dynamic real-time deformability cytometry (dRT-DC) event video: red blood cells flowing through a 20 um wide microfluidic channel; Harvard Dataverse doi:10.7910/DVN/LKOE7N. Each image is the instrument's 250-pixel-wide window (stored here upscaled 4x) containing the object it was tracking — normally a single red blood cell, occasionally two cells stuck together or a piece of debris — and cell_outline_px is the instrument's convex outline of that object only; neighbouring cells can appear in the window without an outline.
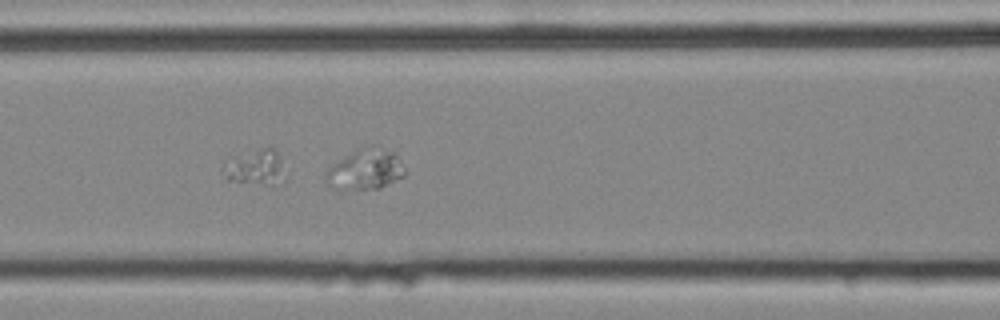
{"species": "common noctule bat (a hibernating species)", "species_latin": "Nyctalus noctula", "temperature_condition": "cold", "stored_images_in_passage": 57, "segment_of_instrument_passage": [2, 2], "camera_frame_rate_fps": 3000, "um_per_image_px": 0.085, "animal": {"sex": "female", "body_mass_g": 25.1}, "frame": {"image": 1, "passage_image": 25, "time_ms": 8.0, "image_size_px": [1000, 320], "cell_outline_px": [[404, 176], [380, 188], [336, 188], [328, 184], [324, 176], [328, 168], [356, 148], [396, 152], [404, 168]], "centroid_in_image_um": [31.05, 14.42], "position_along_channel_um": 135.5, "area_um2": 17.74}}
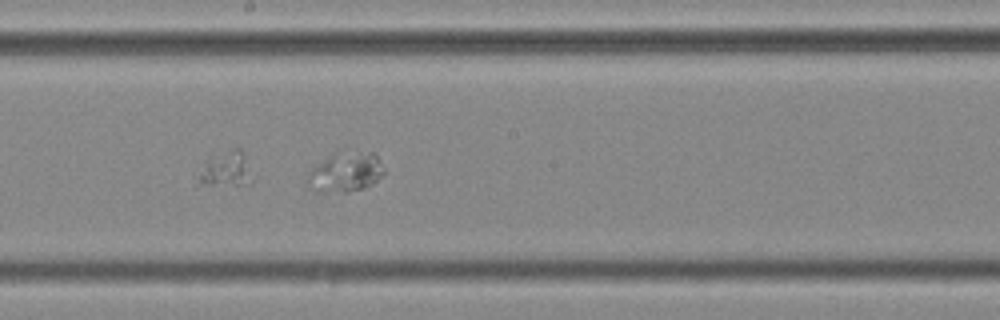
{"frame": {"image": 2, "passage_image": 32, "time_ms": 10.333, "image_size_px": [1000, 320], "cell_outline_px": [[384, 172], [372, 184], [364, 188], [348, 192], [316, 192], [308, 180], [308, 172], [316, 164], [336, 152], [344, 148], [372, 152], [376, 156], [384, 168]], "centroid_in_image_um": [29.38, 14.58], "position_along_channel_um": 218.8, "area_um2": 17.92}}
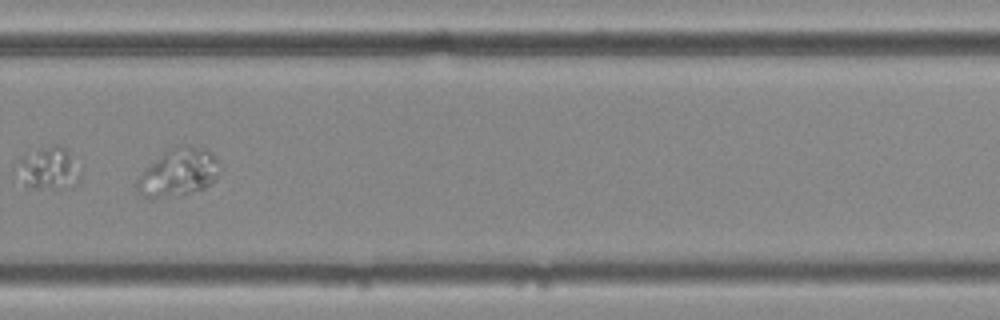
{"frame": {"image": 3, "passage_image": 40, "time_ms": 13.0, "image_size_px": [1000, 320], "cell_outline_px": [[220, 172], [216, 180], [204, 188], [180, 196], [152, 200], [144, 196], [136, 188], [136, 180], [144, 168], [172, 148], [184, 144], [208, 148], [212, 152], [220, 164]], "centroid_in_image_um": [15.19, 14.68], "position_along_channel_um": 314.6, "area_um2": 23.47}}